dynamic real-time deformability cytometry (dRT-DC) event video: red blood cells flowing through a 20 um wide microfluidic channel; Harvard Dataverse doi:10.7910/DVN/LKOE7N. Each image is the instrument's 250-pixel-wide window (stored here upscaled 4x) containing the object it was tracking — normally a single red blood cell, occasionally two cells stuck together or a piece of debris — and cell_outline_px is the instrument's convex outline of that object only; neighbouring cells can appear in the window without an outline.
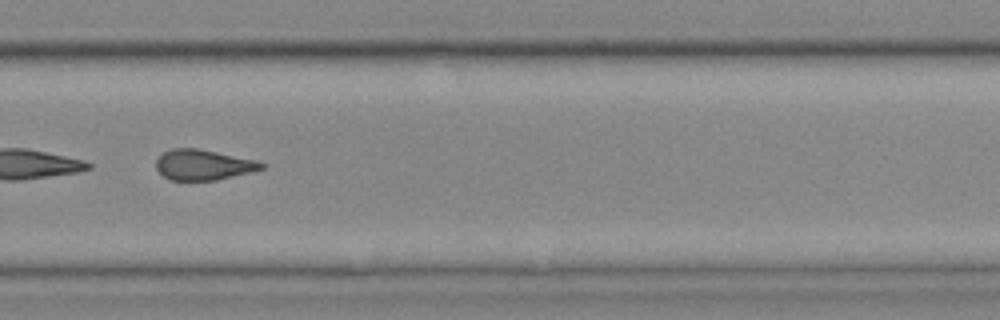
{"species": "common noctule bat (a hibernating species)", "species_latin": "Nyctalus noctula", "temperature_condition": "cold", "stored_images_in_passage": 42, "segment_of_instrument_passage": [2, 2], "camera_frame_rate_fps": 3000, "um_per_image_px": 0.085, "animal": {"sex": "female", "body_mass_g": 25.1}, "frame": {"image": 1, "passage_image": 38, "time_ms": 12.333, "image_size_px": [1000, 320], "cell_outline_px": [[264, 168], [252, 172], [216, 180], [168, 180], [156, 168], [156, 160], [164, 152], [172, 148], [196, 148], [256, 160], [264, 164]], "centroid_in_image_um": [17.27, 14.01], "position_along_channel_um": 312.5, "area_um2": 18.55}}